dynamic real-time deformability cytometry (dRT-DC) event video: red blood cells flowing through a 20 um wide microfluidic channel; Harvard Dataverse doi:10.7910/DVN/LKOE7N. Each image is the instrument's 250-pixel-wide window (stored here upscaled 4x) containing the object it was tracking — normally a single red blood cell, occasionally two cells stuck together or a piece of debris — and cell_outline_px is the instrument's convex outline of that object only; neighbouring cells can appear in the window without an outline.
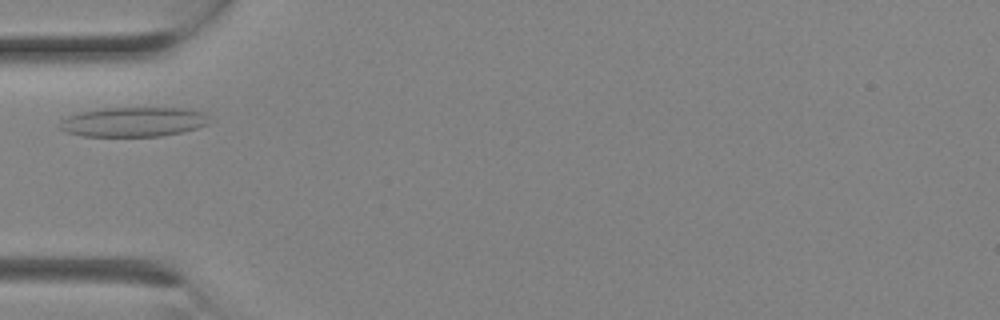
{"species": "Egyptian fruit bat (a non-hibernating species)", "species_latin": "Rousettus aegyptiacus", "temperature_condition": "room temperature", "stored_images_in_passage": 1, "camera_frame_rate_fps": 3000, "um_per_image_px": 0.085, "animal": {"sex": "female"}, "frame": {"image": 1, "passage_image": 1, "time_ms": 0.0, "image_size_px": [1000, 320], "cell_outline_px": [[208, 124], [196, 128], [180, 132], [160, 136], [84, 136], [64, 132], [60, 128], [60, 120], [68, 116], [80, 112], [104, 108], [180, 108], [204, 112]], "centroid_in_image_um": [11.28, 10.36], "position_along_channel_um": 73.7, "area_um2": 25.55}}